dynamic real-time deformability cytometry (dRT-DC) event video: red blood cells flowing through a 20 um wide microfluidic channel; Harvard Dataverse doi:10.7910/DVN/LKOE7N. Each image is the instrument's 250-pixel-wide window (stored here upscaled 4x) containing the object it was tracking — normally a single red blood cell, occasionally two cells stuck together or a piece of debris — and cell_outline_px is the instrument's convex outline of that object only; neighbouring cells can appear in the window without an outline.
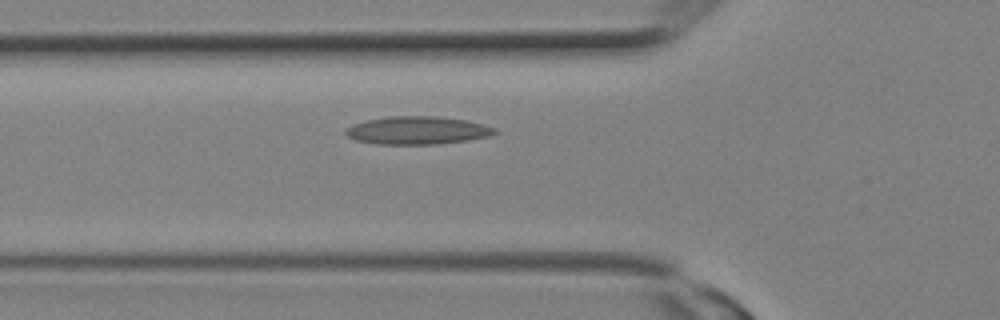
{"species": "Egyptian fruit bat (a non-hibernating species)", "species_latin": "Rousettus aegyptiacus", "temperature_condition": "room temperature", "stored_images_in_passage": 12, "camera_frame_rate_fps": 3000, "um_per_image_px": 0.085, "animal": {"sex": "female"}, "frame": {"image": 1, "passage_image": 7, "time_ms": 2.0, "image_size_px": [1000, 320], "cell_outline_px": [[500, 132], [492, 136], [468, 140], [436, 144], [376, 144], [356, 140], [348, 136], [344, 132], [344, 128], [352, 124], [364, 120], [392, 116], [436, 116], [464, 120], [496, 128]], "centroid_in_image_um": [35.46, 11.08], "position_along_channel_um": 90.3, "area_um2": 24.39}}
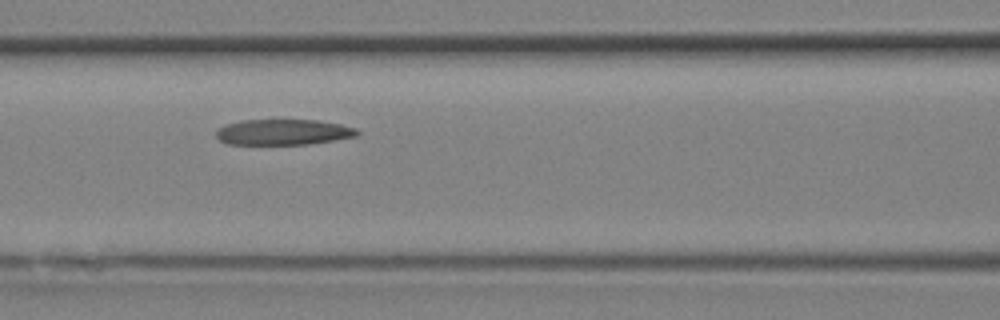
{"frame": {"image": 2, "passage_image": 9, "time_ms": 2.667, "image_size_px": [1000, 320], "cell_outline_px": [[360, 132], [356, 136], [308, 144], [228, 144], [220, 140], [216, 136], [216, 128], [240, 120], [320, 120], [340, 124], [356, 128]], "centroid_in_image_um": [24.06, 11.22], "position_along_channel_um": 142.5, "area_um2": 21.04}}